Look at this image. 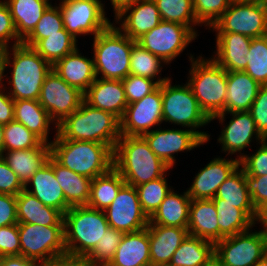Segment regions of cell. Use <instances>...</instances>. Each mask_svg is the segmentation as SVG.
<instances>
[{
  "label": "cell",
  "instance_id": "1",
  "mask_svg": "<svg viewBox=\"0 0 267 266\" xmlns=\"http://www.w3.org/2000/svg\"><path fill=\"white\" fill-rule=\"evenodd\" d=\"M11 50L12 53L8 47L2 51L0 81L6 77L5 70L10 66L12 77L8 83L11 86V91L7 92L8 95L13 100H38L41 87L46 76L51 72L52 65L32 47L22 43L16 46L12 45ZM11 54L13 59H11Z\"/></svg>",
  "mask_w": 267,
  "mask_h": 266
},
{
  "label": "cell",
  "instance_id": "2",
  "mask_svg": "<svg viewBox=\"0 0 267 266\" xmlns=\"http://www.w3.org/2000/svg\"><path fill=\"white\" fill-rule=\"evenodd\" d=\"M54 140L99 142L113 150L119 140L120 120L112 113L91 107L85 101L56 126Z\"/></svg>",
  "mask_w": 267,
  "mask_h": 266
},
{
  "label": "cell",
  "instance_id": "3",
  "mask_svg": "<svg viewBox=\"0 0 267 266\" xmlns=\"http://www.w3.org/2000/svg\"><path fill=\"white\" fill-rule=\"evenodd\" d=\"M113 157V167L126 184L134 187L160 178L170 169L150 149L143 136H120Z\"/></svg>",
  "mask_w": 267,
  "mask_h": 266
},
{
  "label": "cell",
  "instance_id": "4",
  "mask_svg": "<svg viewBox=\"0 0 267 266\" xmlns=\"http://www.w3.org/2000/svg\"><path fill=\"white\" fill-rule=\"evenodd\" d=\"M50 155L64 167L91 179L113 168V149L99 142L52 140Z\"/></svg>",
  "mask_w": 267,
  "mask_h": 266
},
{
  "label": "cell",
  "instance_id": "5",
  "mask_svg": "<svg viewBox=\"0 0 267 266\" xmlns=\"http://www.w3.org/2000/svg\"><path fill=\"white\" fill-rule=\"evenodd\" d=\"M66 256L84 258L110 227L104 211L87 205L73 206L64 215Z\"/></svg>",
  "mask_w": 267,
  "mask_h": 266
},
{
  "label": "cell",
  "instance_id": "6",
  "mask_svg": "<svg viewBox=\"0 0 267 266\" xmlns=\"http://www.w3.org/2000/svg\"><path fill=\"white\" fill-rule=\"evenodd\" d=\"M189 58L192 66L186 83L201 109L210 119L219 113H225L227 71L212 58L198 56L194 59L192 54Z\"/></svg>",
  "mask_w": 267,
  "mask_h": 266
},
{
  "label": "cell",
  "instance_id": "7",
  "mask_svg": "<svg viewBox=\"0 0 267 266\" xmlns=\"http://www.w3.org/2000/svg\"><path fill=\"white\" fill-rule=\"evenodd\" d=\"M93 42L97 78L123 80L130 74L131 50L136 41L111 23L94 37Z\"/></svg>",
  "mask_w": 267,
  "mask_h": 266
},
{
  "label": "cell",
  "instance_id": "8",
  "mask_svg": "<svg viewBox=\"0 0 267 266\" xmlns=\"http://www.w3.org/2000/svg\"><path fill=\"white\" fill-rule=\"evenodd\" d=\"M163 121L184 126L195 131L206 143L210 135L198 129L211 122L201 109L191 88L184 85H171V78L161 84Z\"/></svg>",
  "mask_w": 267,
  "mask_h": 266
},
{
  "label": "cell",
  "instance_id": "9",
  "mask_svg": "<svg viewBox=\"0 0 267 266\" xmlns=\"http://www.w3.org/2000/svg\"><path fill=\"white\" fill-rule=\"evenodd\" d=\"M20 255L45 264L66 256L64 226L18 223Z\"/></svg>",
  "mask_w": 267,
  "mask_h": 266
},
{
  "label": "cell",
  "instance_id": "10",
  "mask_svg": "<svg viewBox=\"0 0 267 266\" xmlns=\"http://www.w3.org/2000/svg\"><path fill=\"white\" fill-rule=\"evenodd\" d=\"M251 229L214 244V256L222 266H253L267 254V230Z\"/></svg>",
  "mask_w": 267,
  "mask_h": 266
},
{
  "label": "cell",
  "instance_id": "11",
  "mask_svg": "<svg viewBox=\"0 0 267 266\" xmlns=\"http://www.w3.org/2000/svg\"><path fill=\"white\" fill-rule=\"evenodd\" d=\"M216 33H238L250 38L267 35V4L233 1L213 24Z\"/></svg>",
  "mask_w": 267,
  "mask_h": 266
},
{
  "label": "cell",
  "instance_id": "12",
  "mask_svg": "<svg viewBox=\"0 0 267 266\" xmlns=\"http://www.w3.org/2000/svg\"><path fill=\"white\" fill-rule=\"evenodd\" d=\"M59 7L64 28L75 39L81 34L95 37L111 24L101 0H65Z\"/></svg>",
  "mask_w": 267,
  "mask_h": 266
},
{
  "label": "cell",
  "instance_id": "13",
  "mask_svg": "<svg viewBox=\"0 0 267 266\" xmlns=\"http://www.w3.org/2000/svg\"><path fill=\"white\" fill-rule=\"evenodd\" d=\"M195 38L197 36L187 26L161 21L136 42L168 64L179 56Z\"/></svg>",
  "mask_w": 267,
  "mask_h": 266
},
{
  "label": "cell",
  "instance_id": "14",
  "mask_svg": "<svg viewBox=\"0 0 267 266\" xmlns=\"http://www.w3.org/2000/svg\"><path fill=\"white\" fill-rule=\"evenodd\" d=\"M57 126L65 117L76 111L84 101V93L67 84L53 70L46 76L38 99Z\"/></svg>",
  "mask_w": 267,
  "mask_h": 266
},
{
  "label": "cell",
  "instance_id": "15",
  "mask_svg": "<svg viewBox=\"0 0 267 266\" xmlns=\"http://www.w3.org/2000/svg\"><path fill=\"white\" fill-rule=\"evenodd\" d=\"M161 84L141 100L128 104L120 119L121 136H143L151 127L159 126L162 117Z\"/></svg>",
  "mask_w": 267,
  "mask_h": 266
},
{
  "label": "cell",
  "instance_id": "16",
  "mask_svg": "<svg viewBox=\"0 0 267 266\" xmlns=\"http://www.w3.org/2000/svg\"><path fill=\"white\" fill-rule=\"evenodd\" d=\"M104 213L109 226L123 233L143 230L149 224V218L142 210L136 188L126 183Z\"/></svg>",
  "mask_w": 267,
  "mask_h": 266
},
{
  "label": "cell",
  "instance_id": "17",
  "mask_svg": "<svg viewBox=\"0 0 267 266\" xmlns=\"http://www.w3.org/2000/svg\"><path fill=\"white\" fill-rule=\"evenodd\" d=\"M143 137L155 155L170 168L176 163L175 153L187 152L206 143L191 129H154Z\"/></svg>",
  "mask_w": 267,
  "mask_h": 266
},
{
  "label": "cell",
  "instance_id": "18",
  "mask_svg": "<svg viewBox=\"0 0 267 266\" xmlns=\"http://www.w3.org/2000/svg\"><path fill=\"white\" fill-rule=\"evenodd\" d=\"M231 114L232 119L223 128L217 140L220 144L222 143V151L227 153L226 156L240 152V155L237 156L240 161L246 155L241 151L250 146L254 137L259 141V144L265 139L258 132L255 121L249 111L230 112Z\"/></svg>",
  "mask_w": 267,
  "mask_h": 266
},
{
  "label": "cell",
  "instance_id": "19",
  "mask_svg": "<svg viewBox=\"0 0 267 266\" xmlns=\"http://www.w3.org/2000/svg\"><path fill=\"white\" fill-rule=\"evenodd\" d=\"M240 167L235 159L214 158L195 175L192 185L187 190L191 199H212L219 186Z\"/></svg>",
  "mask_w": 267,
  "mask_h": 266
},
{
  "label": "cell",
  "instance_id": "20",
  "mask_svg": "<svg viewBox=\"0 0 267 266\" xmlns=\"http://www.w3.org/2000/svg\"><path fill=\"white\" fill-rule=\"evenodd\" d=\"M260 87L245 71H228L225 113L213 116L211 121L217 118L223 123L230 112L249 111Z\"/></svg>",
  "mask_w": 267,
  "mask_h": 266
},
{
  "label": "cell",
  "instance_id": "21",
  "mask_svg": "<svg viewBox=\"0 0 267 266\" xmlns=\"http://www.w3.org/2000/svg\"><path fill=\"white\" fill-rule=\"evenodd\" d=\"M115 19L116 23L121 20L122 23L118 28L134 41H137L162 21L153 0L137 1L134 5L126 7Z\"/></svg>",
  "mask_w": 267,
  "mask_h": 266
},
{
  "label": "cell",
  "instance_id": "22",
  "mask_svg": "<svg viewBox=\"0 0 267 266\" xmlns=\"http://www.w3.org/2000/svg\"><path fill=\"white\" fill-rule=\"evenodd\" d=\"M84 101L91 107L112 113L119 120L128 105L122 80L96 78L84 93Z\"/></svg>",
  "mask_w": 267,
  "mask_h": 266
},
{
  "label": "cell",
  "instance_id": "23",
  "mask_svg": "<svg viewBox=\"0 0 267 266\" xmlns=\"http://www.w3.org/2000/svg\"><path fill=\"white\" fill-rule=\"evenodd\" d=\"M252 38L238 33H216V53L213 60L228 71H244Z\"/></svg>",
  "mask_w": 267,
  "mask_h": 266
},
{
  "label": "cell",
  "instance_id": "24",
  "mask_svg": "<svg viewBox=\"0 0 267 266\" xmlns=\"http://www.w3.org/2000/svg\"><path fill=\"white\" fill-rule=\"evenodd\" d=\"M151 265H169L174 252L189 235L187 228L148 225Z\"/></svg>",
  "mask_w": 267,
  "mask_h": 266
},
{
  "label": "cell",
  "instance_id": "25",
  "mask_svg": "<svg viewBox=\"0 0 267 266\" xmlns=\"http://www.w3.org/2000/svg\"><path fill=\"white\" fill-rule=\"evenodd\" d=\"M52 70L67 84L78 88L83 93L97 78L93 58L82 56L78 48L57 61L52 66Z\"/></svg>",
  "mask_w": 267,
  "mask_h": 266
},
{
  "label": "cell",
  "instance_id": "26",
  "mask_svg": "<svg viewBox=\"0 0 267 266\" xmlns=\"http://www.w3.org/2000/svg\"><path fill=\"white\" fill-rule=\"evenodd\" d=\"M29 184H32V190L29 189ZM24 189L46 206L59 210L63 215L71 208L67 204L64 192L55 178L53 167L48 162L32 175L24 185Z\"/></svg>",
  "mask_w": 267,
  "mask_h": 266
},
{
  "label": "cell",
  "instance_id": "27",
  "mask_svg": "<svg viewBox=\"0 0 267 266\" xmlns=\"http://www.w3.org/2000/svg\"><path fill=\"white\" fill-rule=\"evenodd\" d=\"M188 233L206 241H219L217 211L212 199H191L189 206Z\"/></svg>",
  "mask_w": 267,
  "mask_h": 266
},
{
  "label": "cell",
  "instance_id": "28",
  "mask_svg": "<svg viewBox=\"0 0 267 266\" xmlns=\"http://www.w3.org/2000/svg\"><path fill=\"white\" fill-rule=\"evenodd\" d=\"M150 245L148 228L125 233L108 266H149Z\"/></svg>",
  "mask_w": 267,
  "mask_h": 266
},
{
  "label": "cell",
  "instance_id": "29",
  "mask_svg": "<svg viewBox=\"0 0 267 266\" xmlns=\"http://www.w3.org/2000/svg\"><path fill=\"white\" fill-rule=\"evenodd\" d=\"M16 203L18 223L64 226L63 214L59 210L46 206L25 189L16 196Z\"/></svg>",
  "mask_w": 267,
  "mask_h": 266
},
{
  "label": "cell",
  "instance_id": "30",
  "mask_svg": "<svg viewBox=\"0 0 267 266\" xmlns=\"http://www.w3.org/2000/svg\"><path fill=\"white\" fill-rule=\"evenodd\" d=\"M0 156L25 185L47 162L50 157V144L42 142L31 149L4 151Z\"/></svg>",
  "mask_w": 267,
  "mask_h": 266
},
{
  "label": "cell",
  "instance_id": "31",
  "mask_svg": "<svg viewBox=\"0 0 267 266\" xmlns=\"http://www.w3.org/2000/svg\"><path fill=\"white\" fill-rule=\"evenodd\" d=\"M214 203H230L241 209L255 224L256 209L247 189L245 171L237 168L218 188Z\"/></svg>",
  "mask_w": 267,
  "mask_h": 266
},
{
  "label": "cell",
  "instance_id": "32",
  "mask_svg": "<svg viewBox=\"0 0 267 266\" xmlns=\"http://www.w3.org/2000/svg\"><path fill=\"white\" fill-rule=\"evenodd\" d=\"M47 162L53 167L55 178L64 192L67 204L70 207L87 205L92 179L64 167L51 155Z\"/></svg>",
  "mask_w": 267,
  "mask_h": 266
},
{
  "label": "cell",
  "instance_id": "33",
  "mask_svg": "<svg viewBox=\"0 0 267 266\" xmlns=\"http://www.w3.org/2000/svg\"><path fill=\"white\" fill-rule=\"evenodd\" d=\"M191 198L187 191L182 195L172 189L149 218L148 225L187 228Z\"/></svg>",
  "mask_w": 267,
  "mask_h": 266
},
{
  "label": "cell",
  "instance_id": "34",
  "mask_svg": "<svg viewBox=\"0 0 267 266\" xmlns=\"http://www.w3.org/2000/svg\"><path fill=\"white\" fill-rule=\"evenodd\" d=\"M14 120L22 123L43 142H48L50 125L54 121L38 100H14Z\"/></svg>",
  "mask_w": 267,
  "mask_h": 266
},
{
  "label": "cell",
  "instance_id": "35",
  "mask_svg": "<svg viewBox=\"0 0 267 266\" xmlns=\"http://www.w3.org/2000/svg\"><path fill=\"white\" fill-rule=\"evenodd\" d=\"M16 28L18 38L23 41L42 18L51 5L49 0H4Z\"/></svg>",
  "mask_w": 267,
  "mask_h": 266
},
{
  "label": "cell",
  "instance_id": "36",
  "mask_svg": "<svg viewBox=\"0 0 267 266\" xmlns=\"http://www.w3.org/2000/svg\"><path fill=\"white\" fill-rule=\"evenodd\" d=\"M214 257V243L188 235L174 252L169 266H202Z\"/></svg>",
  "mask_w": 267,
  "mask_h": 266
},
{
  "label": "cell",
  "instance_id": "37",
  "mask_svg": "<svg viewBox=\"0 0 267 266\" xmlns=\"http://www.w3.org/2000/svg\"><path fill=\"white\" fill-rule=\"evenodd\" d=\"M124 184V179L114 167L106 174L95 177L91 182L87 206L104 211L114 201Z\"/></svg>",
  "mask_w": 267,
  "mask_h": 266
},
{
  "label": "cell",
  "instance_id": "38",
  "mask_svg": "<svg viewBox=\"0 0 267 266\" xmlns=\"http://www.w3.org/2000/svg\"><path fill=\"white\" fill-rule=\"evenodd\" d=\"M219 225V241L225 237L250 230L255 223L230 203H214Z\"/></svg>",
  "mask_w": 267,
  "mask_h": 266
},
{
  "label": "cell",
  "instance_id": "39",
  "mask_svg": "<svg viewBox=\"0 0 267 266\" xmlns=\"http://www.w3.org/2000/svg\"><path fill=\"white\" fill-rule=\"evenodd\" d=\"M75 39L65 28L61 34H53L41 39L33 49L52 66L77 48Z\"/></svg>",
  "mask_w": 267,
  "mask_h": 266
},
{
  "label": "cell",
  "instance_id": "40",
  "mask_svg": "<svg viewBox=\"0 0 267 266\" xmlns=\"http://www.w3.org/2000/svg\"><path fill=\"white\" fill-rule=\"evenodd\" d=\"M162 21L175 22L187 26L196 36L194 26L199 25L195 17L193 0H153ZM193 26V27H192Z\"/></svg>",
  "mask_w": 267,
  "mask_h": 266
},
{
  "label": "cell",
  "instance_id": "41",
  "mask_svg": "<svg viewBox=\"0 0 267 266\" xmlns=\"http://www.w3.org/2000/svg\"><path fill=\"white\" fill-rule=\"evenodd\" d=\"M164 175L150 182L135 186L142 210L150 218L171 191Z\"/></svg>",
  "mask_w": 267,
  "mask_h": 266
},
{
  "label": "cell",
  "instance_id": "42",
  "mask_svg": "<svg viewBox=\"0 0 267 266\" xmlns=\"http://www.w3.org/2000/svg\"><path fill=\"white\" fill-rule=\"evenodd\" d=\"M64 23L59 6L52 4L45 10L33 31L22 41L28 47H34L41 39L53 34H61Z\"/></svg>",
  "mask_w": 267,
  "mask_h": 266
},
{
  "label": "cell",
  "instance_id": "43",
  "mask_svg": "<svg viewBox=\"0 0 267 266\" xmlns=\"http://www.w3.org/2000/svg\"><path fill=\"white\" fill-rule=\"evenodd\" d=\"M167 64L162 58L150 53L137 42L133 44L130 58V74L156 80L161 72V64Z\"/></svg>",
  "mask_w": 267,
  "mask_h": 266
},
{
  "label": "cell",
  "instance_id": "44",
  "mask_svg": "<svg viewBox=\"0 0 267 266\" xmlns=\"http://www.w3.org/2000/svg\"><path fill=\"white\" fill-rule=\"evenodd\" d=\"M246 60L244 71L261 86L267 85V35L252 39Z\"/></svg>",
  "mask_w": 267,
  "mask_h": 266
},
{
  "label": "cell",
  "instance_id": "45",
  "mask_svg": "<svg viewBox=\"0 0 267 266\" xmlns=\"http://www.w3.org/2000/svg\"><path fill=\"white\" fill-rule=\"evenodd\" d=\"M125 233L109 227L95 247L84 257L92 266H108Z\"/></svg>",
  "mask_w": 267,
  "mask_h": 266
},
{
  "label": "cell",
  "instance_id": "46",
  "mask_svg": "<svg viewBox=\"0 0 267 266\" xmlns=\"http://www.w3.org/2000/svg\"><path fill=\"white\" fill-rule=\"evenodd\" d=\"M42 142L38 136L15 120L4 127V151L31 149Z\"/></svg>",
  "mask_w": 267,
  "mask_h": 266
},
{
  "label": "cell",
  "instance_id": "47",
  "mask_svg": "<svg viewBox=\"0 0 267 266\" xmlns=\"http://www.w3.org/2000/svg\"><path fill=\"white\" fill-rule=\"evenodd\" d=\"M169 79V77L157 78V80L154 81L147 77L129 74L122 80L127 103L131 104L141 100L143 97L153 92L160 84Z\"/></svg>",
  "mask_w": 267,
  "mask_h": 266
},
{
  "label": "cell",
  "instance_id": "48",
  "mask_svg": "<svg viewBox=\"0 0 267 266\" xmlns=\"http://www.w3.org/2000/svg\"><path fill=\"white\" fill-rule=\"evenodd\" d=\"M233 0H193V7L197 21L204 26L213 24L227 10Z\"/></svg>",
  "mask_w": 267,
  "mask_h": 266
},
{
  "label": "cell",
  "instance_id": "49",
  "mask_svg": "<svg viewBox=\"0 0 267 266\" xmlns=\"http://www.w3.org/2000/svg\"><path fill=\"white\" fill-rule=\"evenodd\" d=\"M240 166L250 176L267 175V140L261 142L256 153L245 155L240 160Z\"/></svg>",
  "mask_w": 267,
  "mask_h": 266
},
{
  "label": "cell",
  "instance_id": "50",
  "mask_svg": "<svg viewBox=\"0 0 267 266\" xmlns=\"http://www.w3.org/2000/svg\"><path fill=\"white\" fill-rule=\"evenodd\" d=\"M249 112L255 121L258 132L267 140V85L260 87Z\"/></svg>",
  "mask_w": 267,
  "mask_h": 266
},
{
  "label": "cell",
  "instance_id": "51",
  "mask_svg": "<svg viewBox=\"0 0 267 266\" xmlns=\"http://www.w3.org/2000/svg\"><path fill=\"white\" fill-rule=\"evenodd\" d=\"M15 40L13 46L19 45L22 41L18 38L16 28L5 1L0 2V47L8 48L9 41Z\"/></svg>",
  "mask_w": 267,
  "mask_h": 266
},
{
  "label": "cell",
  "instance_id": "52",
  "mask_svg": "<svg viewBox=\"0 0 267 266\" xmlns=\"http://www.w3.org/2000/svg\"><path fill=\"white\" fill-rule=\"evenodd\" d=\"M20 255L18 224L0 227V257Z\"/></svg>",
  "mask_w": 267,
  "mask_h": 266
},
{
  "label": "cell",
  "instance_id": "53",
  "mask_svg": "<svg viewBox=\"0 0 267 266\" xmlns=\"http://www.w3.org/2000/svg\"><path fill=\"white\" fill-rule=\"evenodd\" d=\"M24 189L18 176L0 156V194L17 196Z\"/></svg>",
  "mask_w": 267,
  "mask_h": 266
},
{
  "label": "cell",
  "instance_id": "54",
  "mask_svg": "<svg viewBox=\"0 0 267 266\" xmlns=\"http://www.w3.org/2000/svg\"><path fill=\"white\" fill-rule=\"evenodd\" d=\"M247 189L255 209L267 200V175L250 176L245 173Z\"/></svg>",
  "mask_w": 267,
  "mask_h": 266
},
{
  "label": "cell",
  "instance_id": "55",
  "mask_svg": "<svg viewBox=\"0 0 267 266\" xmlns=\"http://www.w3.org/2000/svg\"><path fill=\"white\" fill-rule=\"evenodd\" d=\"M18 224L16 196L0 194V227Z\"/></svg>",
  "mask_w": 267,
  "mask_h": 266
},
{
  "label": "cell",
  "instance_id": "56",
  "mask_svg": "<svg viewBox=\"0 0 267 266\" xmlns=\"http://www.w3.org/2000/svg\"><path fill=\"white\" fill-rule=\"evenodd\" d=\"M2 83L0 81V124L7 125L14 120V100L8 95L6 89L2 88L4 87Z\"/></svg>",
  "mask_w": 267,
  "mask_h": 266
},
{
  "label": "cell",
  "instance_id": "57",
  "mask_svg": "<svg viewBox=\"0 0 267 266\" xmlns=\"http://www.w3.org/2000/svg\"><path fill=\"white\" fill-rule=\"evenodd\" d=\"M0 266H42V264L36 260L17 255L0 257Z\"/></svg>",
  "mask_w": 267,
  "mask_h": 266
},
{
  "label": "cell",
  "instance_id": "58",
  "mask_svg": "<svg viewBox=\"0 0 267 266\" xmlns=\"http://www.w3.org/2000/svg\"><path fill=\"white\" fill-rule=\"evenodd\" d=\"M42 266H92L84 258L63 256L57 259H53Z\"/></svg>",
  "mask_w": 267,
  "mask_h": 266
},
{
  "label": "cell",
  "instance_id": "59",
  "mask_svg": "<svg viewBox=\"0 0 267 266\" xmlns=\"http://www.w3.org/2000/svg\"><path fill=\"white\" fill-rule=\"evenodd\" d=\"M255 221L260 222L267 230V200L256 209Z\"/></svg>",
  "mask_w": 267,
  "mask_h": 266
},
{
  "label": "cell",
  "instance_id": "60",
  "mask_svg": "<svg viewBox=\"0 0 267 266\" xmlns=\"http://www.w3.org/2000/svg\"><path fill=\"white\" fill-rule=\"evenodd\" d=\"M114 9L115 17L118 16L126 7L134 5L139 0H110Z\"/></svg>",
  "mask_w": 267,
  "mask_h": 266
},
{
  "label": "cell",
  "instance_id": "61",
  "mask_svg": "<svg viewBox=\"0 0 267 266\" xmlns=\"http://www.w3.org/2000/svg\"><path fill=\"white\" fill-rule=\"evenodd\" d=\"M4 127L5 125L0 124V155L4 152Z\"/></svg>",
  "mask_w": 267,
  "mask_h": 266
},
{
  "label": "cell",
  "instance_id": "62",
  "mask_svg": "<svg viewBox=\"0 0 267 266\" xmlns=\"http://www.w3.org/2000/svg\"><path fill=\"white\" fill-rule=\"evenodd\" d=\"M202 266H222L220 261L214 256L212 257L207 263L203 264Z\"/></svg>",
  "mask_w": 267,
  "mask_h": 266
},
{
  "label": "cell",
  "instance_id": "63",
  "mask_svg": "<svg viewBox=\"0 0 267 266\" xmlns=\"http://www.w3.org/2000/svg\"><path fill=\"white\" fill-rule=\"evenodd\" d=\"M237 2H247V3H259V4H267V0H233Z\"/></svg>",
  "mask_w": 267,
  "mask_h": 266
},
{
  "label": "cell",
  "instance_id": "64",
  "mask_svg": "<svg viewBox=\"0 0 267 266\" xmlns=\"http://www.w3.org/2000/svg\"><path fill=\"white\" fill-rule=\"evenodd\" d=\"M253 266H267V254L258 260Z\"/></svg>",
  "mask_w": 267,
  "mask_h": 266
},
{
  "label": "cell",
  "instance_id": "65",
  "mask_svg": "<svg viewBox=\"0 0 267 266\" xmlns=\"http://www.w3.org/2000/svg\"><path fill=\"white\" fill-rule=\"evenodd\" d=\"M3 48L0 47V75H1V57H2Z\"/></svg>",
  "mask_w": 267,
  "mask_h": 266
},
{
  "label": "cell",
  "instance_id": "66",
  "mask_svg": "<svg viewBox=\"0 0 267 266\" xmlns=\"http://www.w3.org/2000/svg\"><path fill=\"white\" fill-rule=\"evenodd\" d=\"M149 266H169V265H163V264H161V265H149Z\"/></svg>",
  "mask_w": 267,
  "mask_h": 266
}]
</instances>
